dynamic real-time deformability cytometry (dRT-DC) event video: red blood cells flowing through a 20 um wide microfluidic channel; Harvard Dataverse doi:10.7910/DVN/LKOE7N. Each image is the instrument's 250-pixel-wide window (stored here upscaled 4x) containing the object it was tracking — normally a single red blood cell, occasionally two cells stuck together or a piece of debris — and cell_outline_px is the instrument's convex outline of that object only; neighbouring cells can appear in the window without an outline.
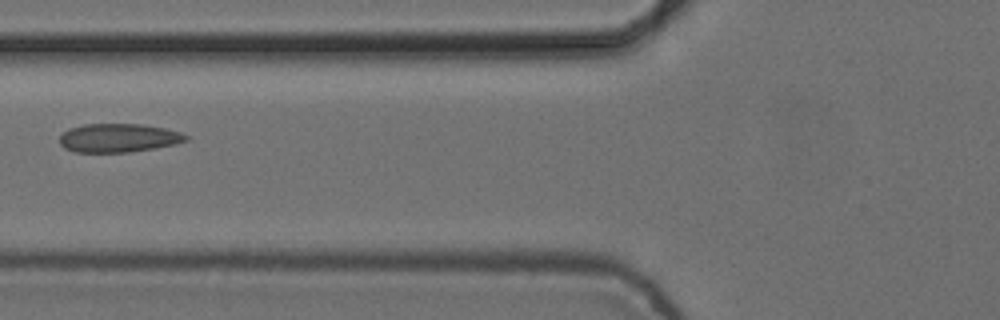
{"species": "common noctule bat (a hibernating species)", "species_latin": "Nyctalus noctula", "temperature_condition": "cold", "stored_images_in_passage": 6, "camera_frame_rate_fps": 3000, "um_per_image_px": 0.085, "animal": {"sex": "female", "body_mass_g": 24.6, "forearm_length_mm": 56.2}, "frame": {"image": 1, "passage_image": 5, "time_ms": 1.333, "image_size_px": [1000, 320], "cell_outline_px": [[188, 140], [176, 144], [128, 152], [76, 152], [64, 148], [60, 144], [60, 136], [68, 128], [84, 124], [144, 124], [164, 128], [180, 132], [188, 136]], "centroid_in_image_um": [10.06, 11.71], "position_along_channel_um": 115.7, "area_um2": 21.04}}
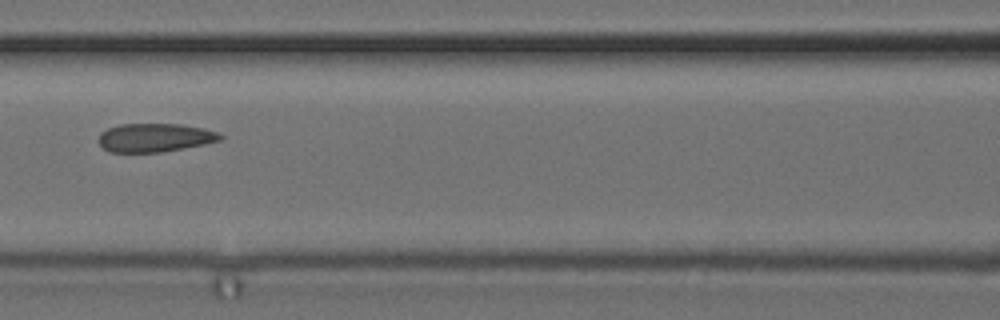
{"frame": {"image": 2, "passage_image": 6, "time_ms": 1.667, "image_size_px": [1000, 320], "cell_outline_px": [[224, 136], [220, 140], [204, 144], [160, 152], [108, 152], [100, 144], [100, 132], [108, 128], [120, 124], [180, 124], [204, 128], [220, 132]], "centroid_in_image_um": [13.18, 11.69], "position_along_channel_um": 153.4, "area_um2": 20.17}}